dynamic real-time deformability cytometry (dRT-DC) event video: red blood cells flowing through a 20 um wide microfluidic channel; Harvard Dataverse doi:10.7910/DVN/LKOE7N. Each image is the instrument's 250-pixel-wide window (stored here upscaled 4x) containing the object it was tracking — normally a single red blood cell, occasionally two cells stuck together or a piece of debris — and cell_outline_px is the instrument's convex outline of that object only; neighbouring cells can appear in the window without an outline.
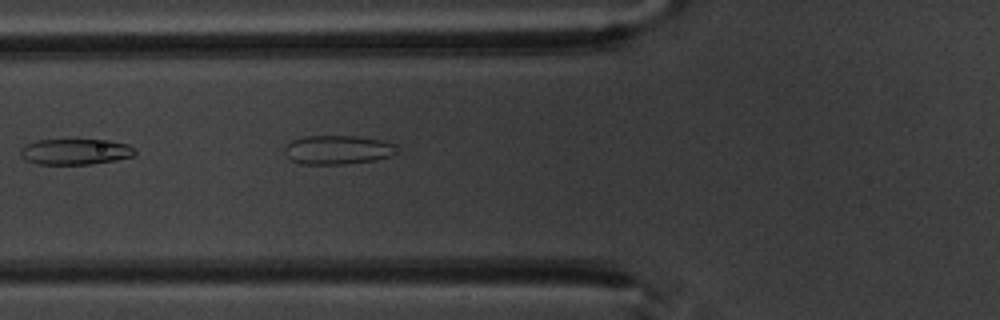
{"species": "common noctule bat (a hibernating species)", "species_latin": "Nyctalus noctula", "temperature_condition": "warm", "stored_images_in_passage": 10, "camera_frame_rate_fps": 3000, "um_per_image_px": 0.085, "animal": {"sex": "male", "body_mass_g": 20.1, "forearm_length_mm": 53.5}, "frame": {"image": 1, "passage_image": 5, "time_ms": 5.667, "image_size_px": [1000, 320], "cell_outline_px": [[136, 152], [132, 156], [116, 160], [88, 164], [40, 164], [28, 160], [20, 152], [20, 148], [24, 144], [36, 140], [108, 140], [128, 144], [136, 148]], "centroid_in_image_um": [6.43, 12.88], "position_along_channel_um": 119.4, "area_um2": 17.11}}
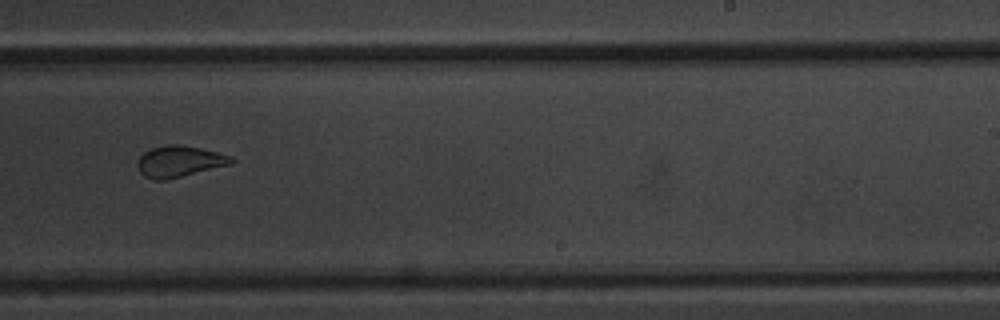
{"frame": {"image": 2, "passage_image": 9, "time_ms": 10.333, "image_size_px": [1000, 320], "cell_outline_px": [[236, 160], [232, 164], [164, 180], [152, 180], [144, 176], [140, 172], [136, 164], [140, 156], [144, 152], [152, 148], [168, 144], [180, 144], [200, 148], [232, 156]], "centroid_in_image_um": [15.24, 13.71], "position_along_channel_um": 273.8, "area_um2": 17.05}}
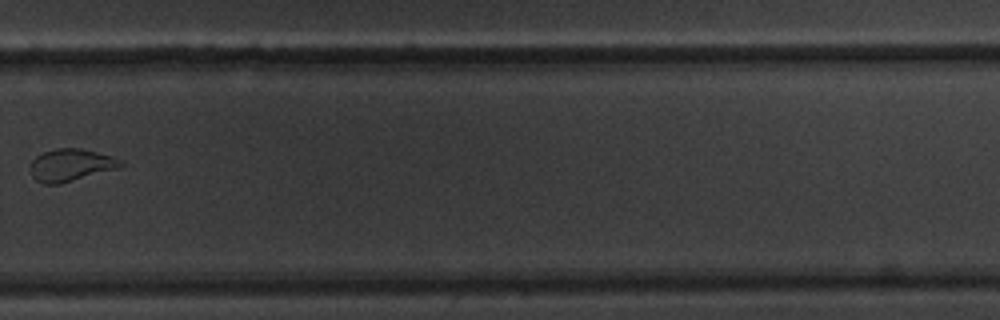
{"frame": {"image": 3, "passage_image": 10, "time_ms": 11.667, "image_size_px": [1000, 320], "cell_outline_px": [[124, 164], [116, 168], [60, 184], [44, 184], [36, 180], [32, 176], [32, 160], [36, 156], [44, 152], [56, 148], [80, 148], [112, 156], [124, 160]], "centroid_in_image_um": [6.02, 14.02], "position_along_channel_um": 323.8, "area_um2": 16.76}}